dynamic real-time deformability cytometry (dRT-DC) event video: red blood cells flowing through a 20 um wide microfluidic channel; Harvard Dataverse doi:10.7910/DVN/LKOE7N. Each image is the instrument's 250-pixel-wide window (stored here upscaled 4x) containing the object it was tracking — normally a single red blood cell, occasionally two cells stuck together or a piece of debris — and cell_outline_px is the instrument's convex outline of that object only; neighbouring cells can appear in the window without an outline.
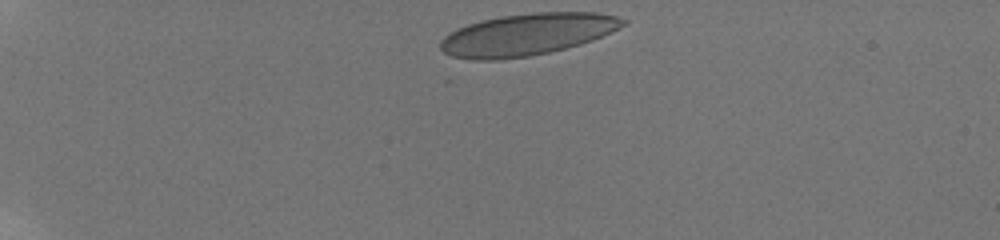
{"species": "human", "species_latin": "Homo sapiens", "temperature_condition": "room temperature", "stored_images_in_passage": 44, "camera_frame_rate_fps": 3000, "um_per_image_px": 0.085, "donor": {"sex": "male"}, "frame": {"image": 1, "passage_image": 1, "time_ms": 0.0, "image_size_px": [1000, 240], "cell_outline_px": [[628, 24], [592, 40], [580, 44], [548, 52], [528, 56], [496, 60], [472, 60], [452, 56], [444, 52], [440, 48], [440, 40], [444, 36], [468, 24], [500, 16], [536, 12], [596, 12], [616, 16], [628, 20]], "centroid_in_image_um": [44.82, 2.92], "position_along_channel_um": 40.2, "area_um2": 44.27}}
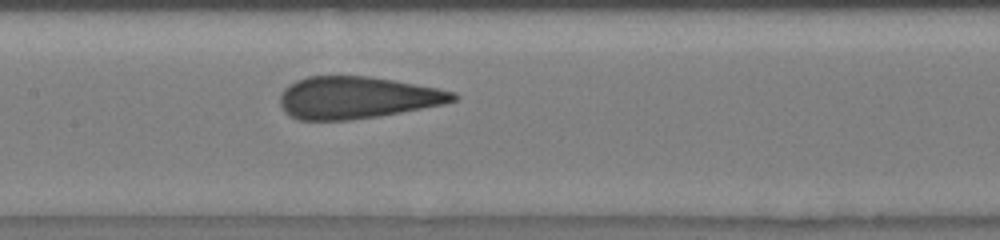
{"frame": {"image": 2, "passage_image": 21, "time_ms": 5.667, "image_size_px": [1000, 240], "cell_outline_px": [[460, 96], [456, 100], [444, 104], [380, 116], [348, 120], [300, 120], [284, 112], [280, 104], [280, 96], [284, 88], [288, 84], [296, 80], [308, 76], [368, 76], [392, 80], [436, 88], [456, 92]], "centroid_in_image_um": [30.33, 8.3], "position_along_channel_um": 177.1, "area_um2": 42.43}}
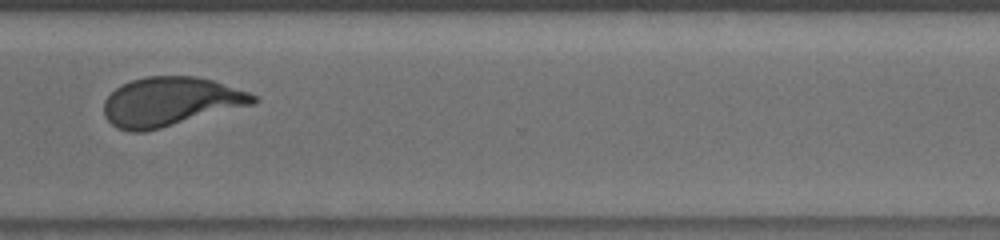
{"frame": {"image": 3, "passage_image": 37, "time_ms": 10.333, "image_size_px": [1000, 240], "cell_outline_px": [[256, 104], [144, 132], [128, 132], [116, 128], [104, 116], [104, 100], [120, 84], [144, 76], [196, 76], [212, 80], [248, 92], [256, 96]], "centroid_in_image_um": [14.46, 8.64], "position_along_channel_um": 356.1, "area_um2": 42.71}, "authors_computed_cell_mechanics": {"area_um2": 43.2344, "velocity_mm_per_s": 3.8448, "shape_relaxation_time_tau1_ms": 6.6527, "shape_relaxation_time_tau2_ms": null, "deformation_change_tau1": 0.1871, "deformation_change_tau2": null}}